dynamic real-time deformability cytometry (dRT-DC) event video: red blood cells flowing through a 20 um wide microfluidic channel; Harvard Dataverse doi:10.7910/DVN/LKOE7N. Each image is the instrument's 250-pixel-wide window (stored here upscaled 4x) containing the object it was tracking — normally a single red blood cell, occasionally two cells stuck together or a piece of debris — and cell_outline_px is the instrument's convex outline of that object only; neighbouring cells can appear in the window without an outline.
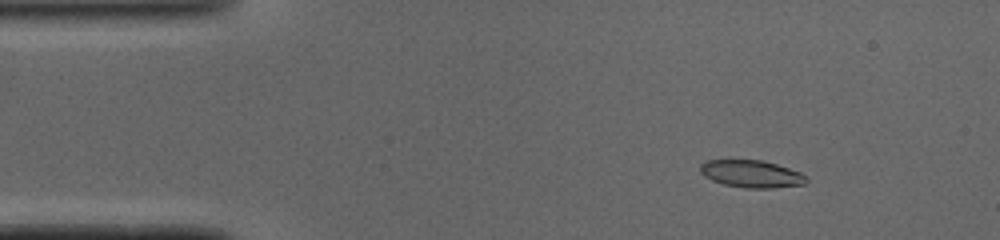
{"species": "common noctule bat (a hibernating species)", "species_latin": "Nyctalus noctula", "temperature_condition": "cold", "stored_images_in_passage": 44, "camera_frame_rate_fps": 3000, "um_per_image_px": 0.085, "animal": {"sex": "male", "body_mass_g": 19.0, "forearm_length_mm": 50.8}, "frame": {"image": 1, "passage_image": 2, "time_ms": 0.333, "image_size_px": [1000, 240], "cell_outline_px": [[808, 180], [804, 184], [772, 188], [744, 188], [724, 184], [712, 180], [704, 176], [700, 172], [700, 164], [708, 160], [764, 160], [800, 172]], "centroid_in_image_um": [63.85, 14.78], "position_along_channel_um": 21.1, "area_um2": 16.82}}
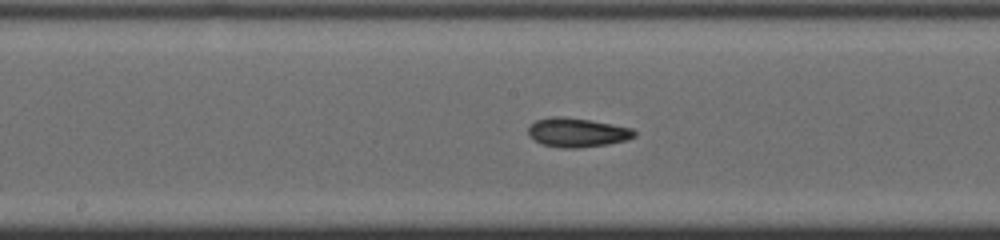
{"frame": {"image": 2, "passage_image": 20, "time_ms": 6.333, "image_size_px": [1000, 240], "cell_outline_px": [[636, 136], [628, 140], [608, 144], [576, 148], [560, 148], [540, 144], [528, 136], [528, 128], [536, 120], [556, 116], [560, 116], [588, 120], [612, 124], [632, 128], [636, 132]], "centroid_in_image_um": [49.06, 11.28], "position_along_channel_um": 199.1, "area_um2": 18.03}}
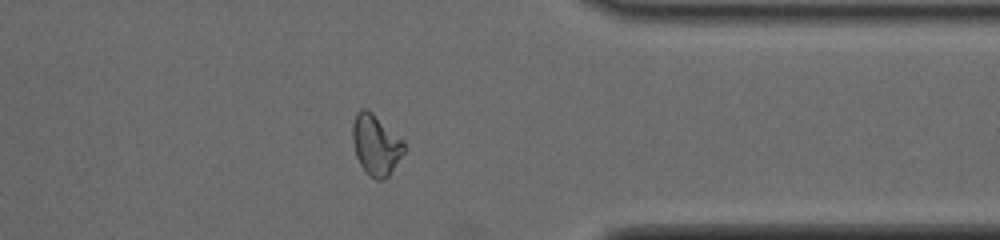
{"frame": {"image": 3, "passage_image": 34, "time_ms": 11.0, "image_size_px": [1000, 240], "cell_outline_px": [[404, 152], [388, 176], [384, 180], [376, 180], [360, 164], [356, 156], [352, 144], [352, 124], [356, 112], [360, 108], [364, 108], [372, 112], [404, 140]], "centroid_in_image_um": [31.93, 12.27], "position_along_channel_um": 379.5, "area_um2": 18.15}, "authors_computed_cell_mechanics": {"area_um2": 17.6001, "velocity_mm_per_s": 4.0991, "shape_relaxation_time_tau1_ms": 8.1246, "shape_relaxation_time_tau2_ms": 4.7431, "deformation_change_tau1": 0.2223, "deformation_change_tau2": 0.1105}}